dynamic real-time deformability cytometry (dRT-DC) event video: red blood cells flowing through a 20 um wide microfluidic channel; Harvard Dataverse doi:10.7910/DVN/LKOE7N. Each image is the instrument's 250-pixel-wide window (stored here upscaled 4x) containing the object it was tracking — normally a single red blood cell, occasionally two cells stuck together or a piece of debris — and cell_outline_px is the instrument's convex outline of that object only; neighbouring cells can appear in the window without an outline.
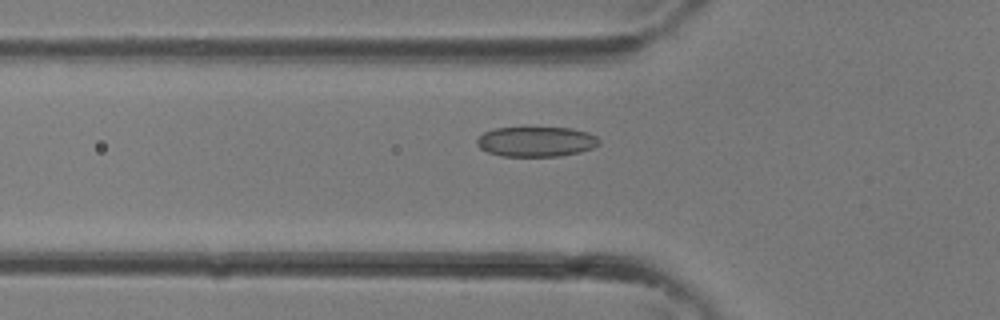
{"species": "common noctule bat (a hibernating species)", "species_latin": "Nyctalus noctula", "temperature_condition": "room temperature", "stored_images_in_passage": 34, "camera_frame_rate_fps": 3000, "um_per_image_px": 0.085, "animal": {"sex": "female"}, "frame": {"image": 1, "passage_image": 12, "time_ms": 3.667, "image_size_px": [1000, 320], "cell_outline_px": [[600, 144], [592, 148], [580, 152], [560, 156], [500, 156], [488, 152], [480, 148], [476, 144], [476, 140], [484, 132], [496, 128], [572, 128], [588, 132], [596, 136], [600, 140]], "centroid_in_image_um": [45.59, 12.04], "position_along_channel_um": 80.2, "area_um2": 21.39}}
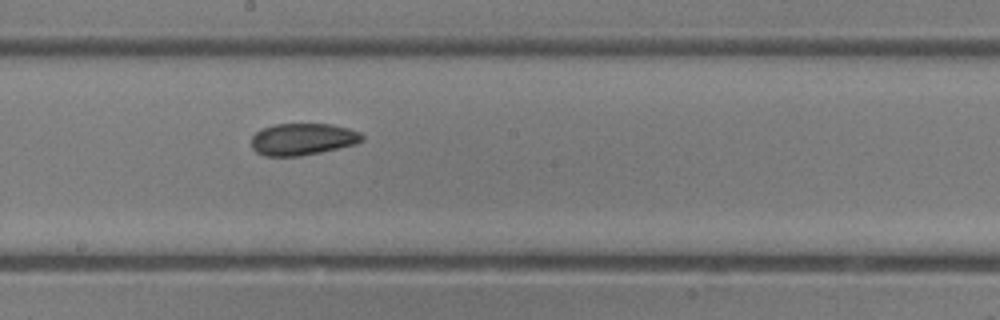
{"frame": {"image": 2, "passage_image": 19, "time_ms": 6.0, "image_size_px": [1000, 320], "cell_outline_px": [[364, 140], [356, 144], [320, 152], [300, 156], [264, 156], [256, 152], [252, 148], [252, 136], [260, 128], [276, 124], [332, 124], [348, 128], [360, 132], [364, 136]], "centroid_in_image_um": [25.72, 11.83], "position_along_channel_um": 222.5, "area_um2": 20.69}}
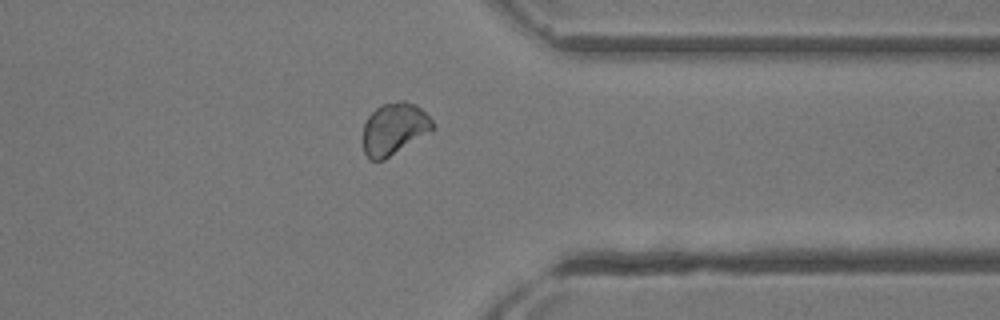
{"frame": {"image": 3, "passage_image": 27, "time_ms": 8.667, "image_size_px": [1000, 320], "cell_outline_px": [[436, 128], [432, 132], [384, 160], [368, 160], [364, 152], [364, 124], [368, 116], [376, 108], [384, 104], [400, 100], [404, 100], [416, 104], [432, 120]], "centroid_in_image_um": [33.54, 10.96], "position_along_channel_um": 377.9, "area_um2": 21.27}}